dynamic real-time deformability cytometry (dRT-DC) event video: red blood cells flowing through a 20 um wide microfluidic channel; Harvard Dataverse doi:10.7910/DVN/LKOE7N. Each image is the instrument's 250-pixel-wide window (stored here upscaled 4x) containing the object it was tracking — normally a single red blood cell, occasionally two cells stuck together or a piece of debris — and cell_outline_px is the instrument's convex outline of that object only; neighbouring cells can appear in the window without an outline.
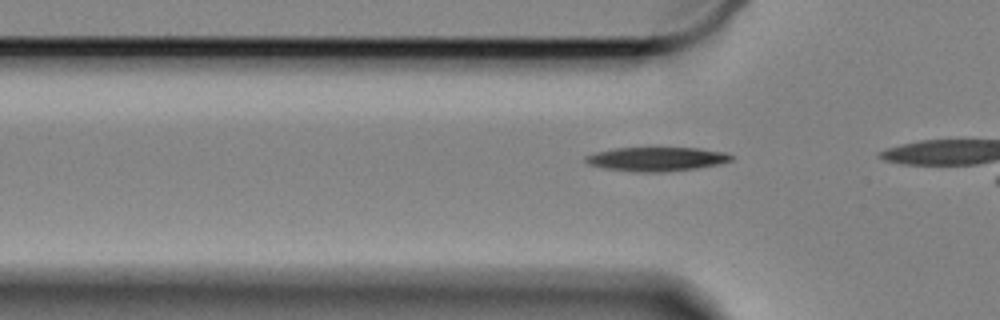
{"species": "Egyptian fruit bat (a non-hibernating species)", "species_latin": "Rousettus aegyptiacus", "temperature_condition": "cold", "stored_images_in_passage": 11, "camera_frame_rate_fps": 3000, "um_per_image_px": 0.085, "animal": {"sex": "female"}, "frame": {"image": 1, "passage_image": 8, "time_ms": 2.333, "image_size_px": [1000, 320], "cell_outline_px": [[736, 156], [732, 160], [720, 164], [696, 168], [664, 172], [636, 172], [604, 168], [588, 164], [584, 160], [584, 156], [596, 152], [616, 148], [700, 148], [728, 152]], "centroid_in_image_um": [55.86, 13.52], "position_along_channel_um": 69.9, "area_um2": 20.58}}